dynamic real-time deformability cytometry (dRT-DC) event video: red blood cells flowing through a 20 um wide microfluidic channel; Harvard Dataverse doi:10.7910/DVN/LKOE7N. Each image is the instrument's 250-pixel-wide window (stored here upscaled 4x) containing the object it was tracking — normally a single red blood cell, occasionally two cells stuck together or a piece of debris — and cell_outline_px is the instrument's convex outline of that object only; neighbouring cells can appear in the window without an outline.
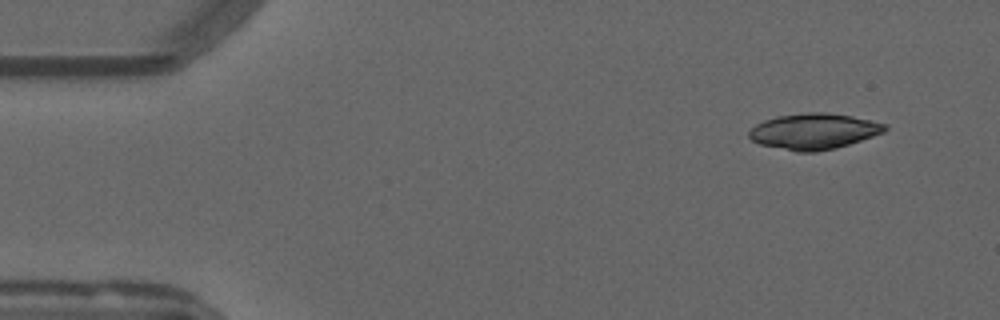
{"species": "common noctule bat (a hibernating species)", "species_latin": "Nyctalus noctula", "temperature_condition": "warm", "stored_images_in_passage": 10, "camera_frame_rate_fps": 3000, "um_per_image_px": 0.085, "animal": {"sex": "male", "forearm_length_mm": 52.5}, "frame": {"image": 1, "passage_image": 4, "time_ms": 1.0, "image_size_px": [1000, 320], "cell_outline_px": [[888, 128], [884, 132], [836, 148], [816, 152], [796, 152], [760, 144], [752, 140], [748, 136], [748, 132], [756, 124], [764, 120], [776, 116], [804, 112], [828, 112], [852, 116], [888, 124]], "centroid_in_image_um": [69.17, 11.15], "position_along_channel_um": 15.8, "area_um2": 28.5}}